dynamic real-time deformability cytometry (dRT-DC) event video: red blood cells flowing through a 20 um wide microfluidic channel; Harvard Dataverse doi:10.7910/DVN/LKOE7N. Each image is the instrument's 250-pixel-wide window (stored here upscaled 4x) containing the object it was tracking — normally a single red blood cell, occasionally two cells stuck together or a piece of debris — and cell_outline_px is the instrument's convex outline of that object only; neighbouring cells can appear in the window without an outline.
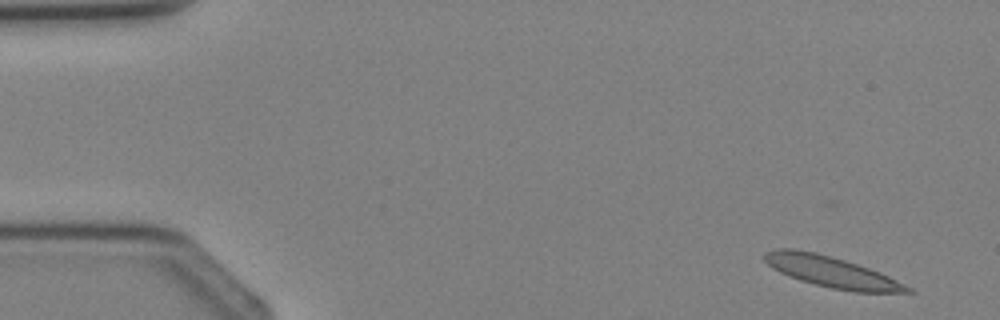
{"species": "Egyptian fruit bat (a non-hibernating species)", "species_latin": "Rousettus aegyptiacus", "temperature_condition": "cold", "stored_images_in_passage": 4, "segment_of_instrument_passage": [2, 2], "camera_frame_rate_fps": 3000, "um_per_image_px": 0.085, "animal": {"sex": "female"}, "frame": {"image": 1, "passage_image": 4, "time_ms": 3.667, "image_size_px": [1000, 320], "cell_outline_px": [[916, 292], [856, 292], [832, 288], [800, 280], [788, 276], [772, 268], [764, 260], [764, 252], [776, 248], [792, 248], [816, 252], [844, 260], [880, 272], [912, 288]], "centroid_in_image_um": [70.64, 23.09], "position_along_channel_um": 14.4, "area_um2": 25.55}}